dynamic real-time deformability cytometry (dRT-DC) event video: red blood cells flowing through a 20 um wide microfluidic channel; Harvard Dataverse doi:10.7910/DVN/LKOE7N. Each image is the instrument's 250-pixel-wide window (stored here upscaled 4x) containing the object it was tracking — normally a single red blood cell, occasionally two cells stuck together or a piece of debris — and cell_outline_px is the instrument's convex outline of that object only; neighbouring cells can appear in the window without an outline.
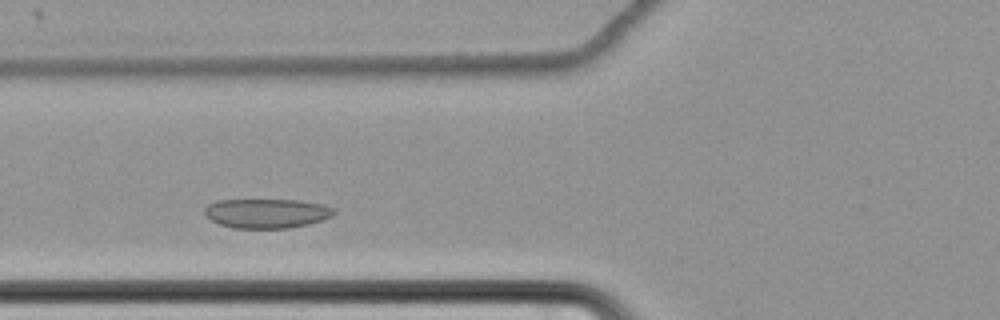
{"species": "common noctule bat (a hibernating species)", "species_latin": "Nyctalus noctula", "temperature_condition": "cold", "stored_images_in_passage": 38, "camera_frame_rate_fps": 3000, "um_per_image_px": 0.085, "animal": {"sex": "female", "body_mass_g": 22.7, "forearm_length_mm": 54.2}, "frame": {"image": 1, "passage_image": 11, "time_ms": 3.333, "image_size_px": [1000, 320], "cell_outline_px": [[336, 212], [332, 216], [308, 224], [288, 228], [232, 228], [220, 224], [212, 220], [204, 212], [204, 208], [208, 204], [216, 200], [300, 200], [324, 204], [336, 208]], "centroid_in_image_um": [22.7, 18.12], "position_along_channel_um": 103.1, "area_um2": 22.25}}
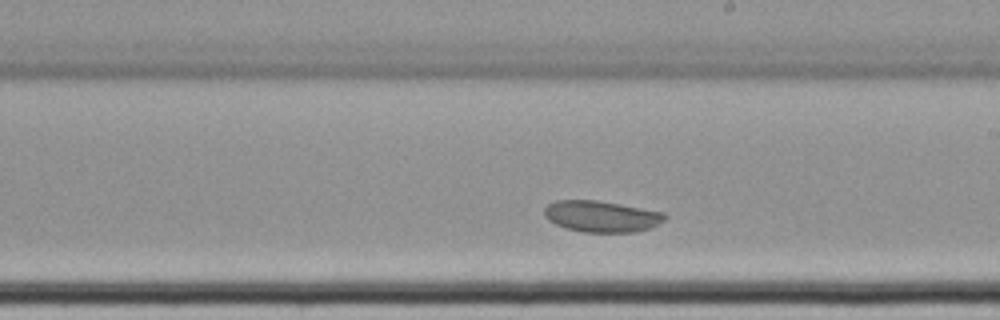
{"frame": {"image": 2, "passage_image": 23, "time_ms": 7.333, "image_size_px": [1000, 320], "cell_outline_px": [[668, 216], [664, 220], [648, 228], [636, 232], [584, 232], [564, 228], [548, 220], [544, 216], [544, 208], [548, 204], [556, 200], [596, 200], [620, 204], [664, 212]], "centroid_in_image_um": [51.1, 18.39], "position_along_channel_um": 237.9, "area_um2": 21.96}}
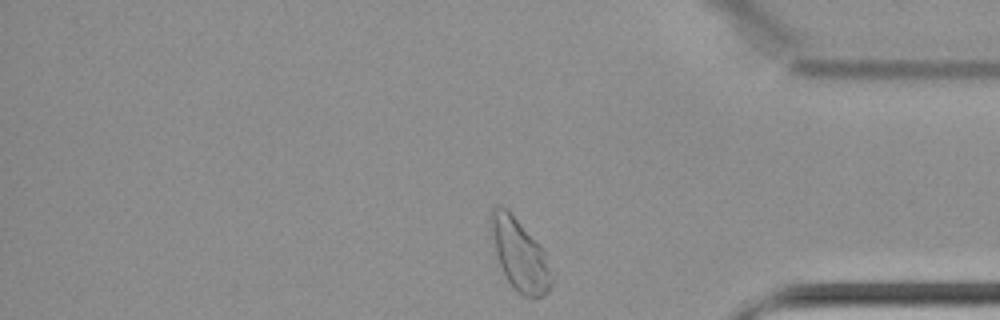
{"frame": {"image": 3, "passage_image": 38, "time_ms": 12.333, "image_size_px": [1000, 320], "cell_outline_px": [[552, 284], [548, 292], [544, 296], [524, 296], [508, 280], [496, 256], [492, 236], [492, 208], [496, 204], [500, 204], [508, 208], [544, 248], [552, 272]], "centroid_in_image_um": [44.21, 21.6], "position_along_channel_um": 391.0, "area_um2": 25.14}, "authors_computed_cell_mechanics": {"area_um2": 22.5709, "velocity_mm_per_s": 3.3733, "shape_relaxation_time_tau1_ms": 5.1279, "shape_relaxation_time_tau2_ms": null, "deformation_change_tau1": 0.0517, "deformation_change_tau2": null}}